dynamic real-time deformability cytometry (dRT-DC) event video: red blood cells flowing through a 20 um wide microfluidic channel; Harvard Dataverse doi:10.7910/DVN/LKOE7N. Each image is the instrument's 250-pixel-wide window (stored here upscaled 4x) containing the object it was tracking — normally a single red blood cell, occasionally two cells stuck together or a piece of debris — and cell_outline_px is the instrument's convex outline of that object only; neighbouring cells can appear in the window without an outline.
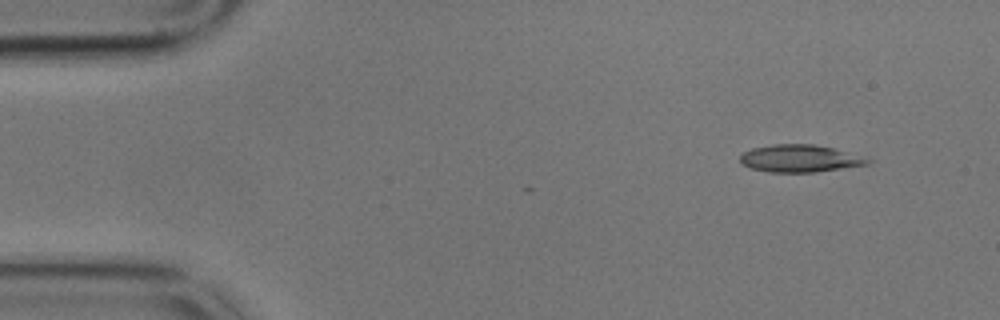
{"species": "common noctule bat (a hibernating species)", "species_latin": "Nyctalus noctula", "temperature_condition": "cold", "stored_images_in_passage": 5, "camera_frame_rate_fps": 3000, "um_per_image_px": 0.085, "animal": {"sex": "male", "body_mass_g": 17.9}, "frame": {"image": 1, "passage_image": 1, "time_ms": 0.0, "image_size_px": [1000, 320], "cell_outline_px": [[872, 160], [868, 164], [816, 172], [768, 172], [752, 168], [744, 164], [740, 160], [740, 156], [744, 152], [752, 148], [776, 144], [812, 144], [832, 148]], "centroid_in_image_um": [67.95, 13.47], "position_along_channel_um": 17.0, "area_um2": 19.88}}